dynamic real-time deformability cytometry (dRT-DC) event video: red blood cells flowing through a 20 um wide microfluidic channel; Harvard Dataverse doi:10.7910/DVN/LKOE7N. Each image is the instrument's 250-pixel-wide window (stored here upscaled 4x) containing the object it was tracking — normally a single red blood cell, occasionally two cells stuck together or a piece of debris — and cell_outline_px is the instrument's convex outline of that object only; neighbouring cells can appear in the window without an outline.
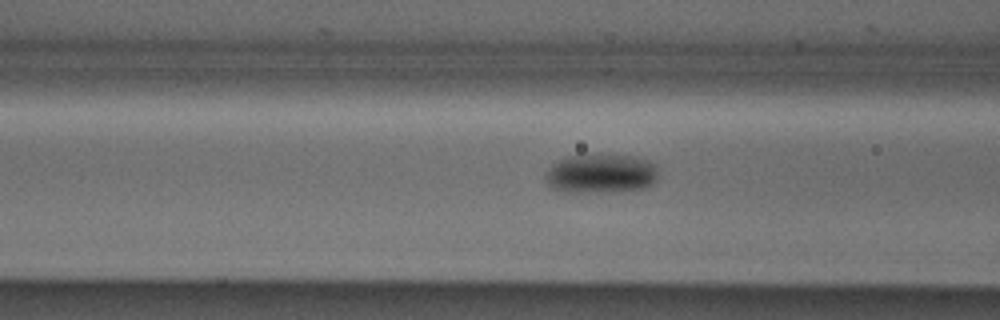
{"species": "Egyptian fruit bat (a non-hibernating species)", "species_latin": "Rousettus aegyptiacus", "temperature_condition": "cold", "stored_images_in_passage": 6, "camera_frame_rate_fps": 3000, "um_per_image_px": 0.085, "animal": {"sex": "male"}, "frame": {"image": 1, "passage_image": 4, "time_ms": 1.0, "image_size_px": [1000, 320], "cell_outline_px": [[656, 180], [652, 184], [644, 188], [596, 192], [564, 192], [552, 188], [544, 180], [544, 172], [552, 164], [568, 156], [596, 152], [632, 156], [648, 160], [656, 164]], "centroid_in_image_um": [51.02, 14.71], "position_along_channel_um": 115.6, "area_um2": 26.36}}